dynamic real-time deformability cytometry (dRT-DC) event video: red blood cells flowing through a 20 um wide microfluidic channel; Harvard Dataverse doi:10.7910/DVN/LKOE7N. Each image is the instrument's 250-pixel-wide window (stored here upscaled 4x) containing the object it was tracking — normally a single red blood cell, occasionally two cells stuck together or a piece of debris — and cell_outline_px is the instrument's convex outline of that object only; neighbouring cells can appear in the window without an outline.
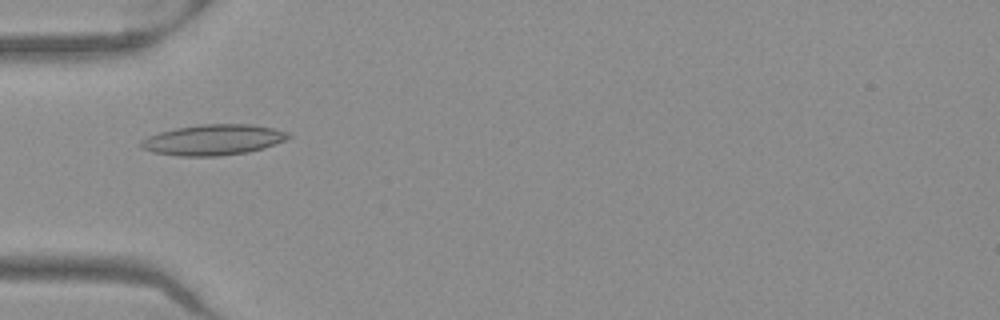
{"species": "Egyptian fruit bat (a non-hibernating species)", "species_latin": "Rousettus aegyptiacus", "temperature_condition": "warm", "stored_images_in_passage": 52, "camera_frame_rate_fps": 3000, "um_per_image_px": 0.085, "frame": {"image": 1, "passage_image": 17, "time_ms": 5.333, "image_size_px": [1000, 320], "cell_outline_px": [[292, 136], [284, 140], [264, 148], [248, 152], [220, 156], [176, 156], [152, 152], [140, 148], [136, 144], [140, 140], [148, 136], [160, 132], [176, 128], [200, 124], [252, 124], [272, 128], [288, 132]], "centroid_in_image_um": [18.07, 11.89], "position_along_channel_um": 66.9, "area_um2": 26.53}}
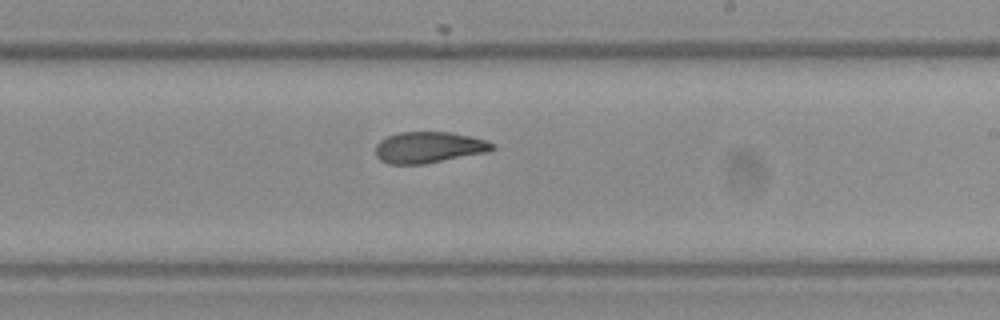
{"frame": {"image": 2, "passage_image": 31, "time_ms": 10.0, "image_size_px": [1000, 320], "cell_outline_px": [[496, 148], [492, 152], [424, 164], [388, 164], [380, 160], [376, 156], [376, 144], [380, 140], [388, 136], [400, 132], [452, 132], [484, 140], [496, 144]], "centroid_in_image_um": [36.49, 12.54], "position_along_channel_um": 252.5, "area_um2": 21.5}}
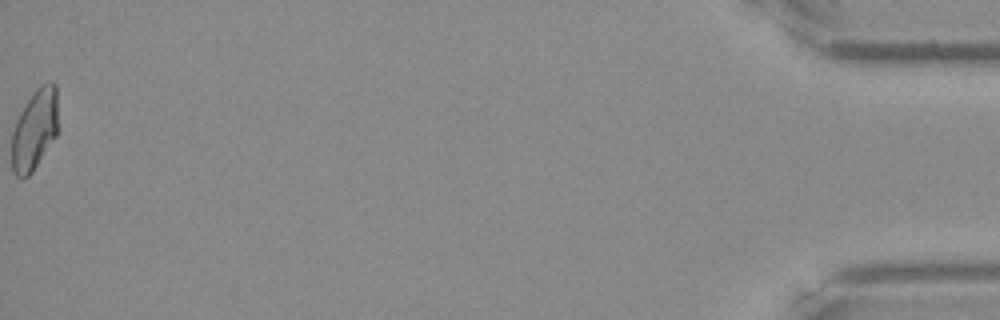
{"frame": {"image": 3, "passage_image": 52, "time_ms": 17.0, "image_size_px": [1000, 320], "cell_outline_px": [[56, 136], [32, 172], [24, 180], [16, 176], [12, 172], [12, 132], [16, 120], [20, 112], [36, 88], [40, 84], [52, 80], [56, 84]], "centroid_in_image_um": [2.91, 11.03], "position_along_channel_um": 432.3, "area_um2": 21.68}, "authors_computed_cell_mechanics": {"area_um2": 22.2819, "velocity_mm_per_s": 3.9741, "shape_relaxation_time_tau1_ms": null, "shape_relaxation_time_tau2_ms": 2.2681, "deformation_change_tau1": null, "deformation_change_tau2": 0.0766}}